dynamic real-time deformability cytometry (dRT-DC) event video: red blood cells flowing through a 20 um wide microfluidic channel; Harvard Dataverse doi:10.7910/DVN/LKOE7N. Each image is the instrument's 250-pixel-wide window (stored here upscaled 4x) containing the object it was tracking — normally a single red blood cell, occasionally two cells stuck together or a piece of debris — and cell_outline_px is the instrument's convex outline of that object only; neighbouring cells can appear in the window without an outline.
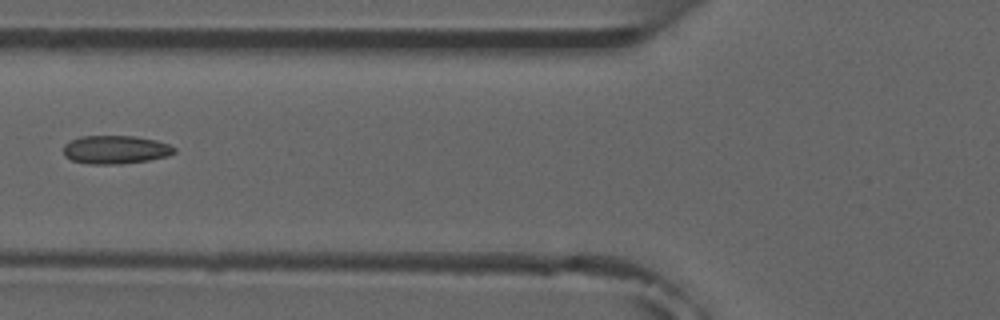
{"species": "common noctule bat (a hibernating species)", "species_latin": "Nyctalus noctula", "temperature_condition": "room temperature", "stored_images_in_passage": 3, "camera_frame_rate_fps": 3000, "um_per_image_px": 0.085, "animal": {"sex": "male", "forearm_length_mm": 52.5}, "frame": {"image": 1, "passage_image": 3, "time_ms": 2.333, "image_size_px": [1000, 320], "cell_outline_px": [[176, 152], [168, 156], [148, 160], [120, 164], [88, 164], [72, 160], [64, 156], [64, 144], [80, 136], [136, 136], [156, 140], [168, 144], [176, 148]], "centroid_in_image_um": [9.83, 12.72], "position_along_channel_um": 116.0, "area_um2": 18.38}}